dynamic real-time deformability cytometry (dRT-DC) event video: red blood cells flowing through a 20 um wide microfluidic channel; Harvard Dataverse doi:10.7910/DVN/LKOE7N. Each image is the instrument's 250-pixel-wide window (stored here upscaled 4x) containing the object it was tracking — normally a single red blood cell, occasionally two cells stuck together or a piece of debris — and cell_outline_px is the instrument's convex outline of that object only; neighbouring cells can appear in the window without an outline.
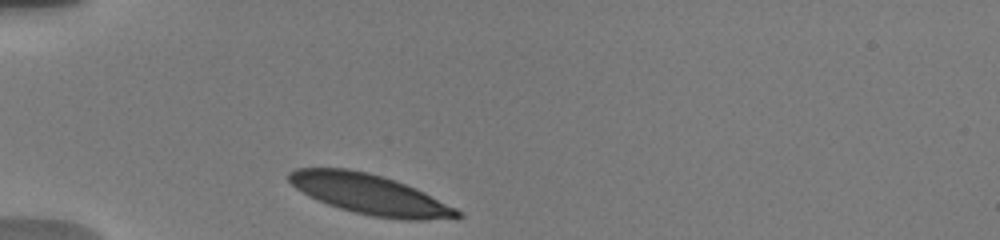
{"species": "human", "species_latin": "Homo sapiens", "temperature_condition": "warm", "stored_images_in_passage": 18, "camera_frame_rate_fps": 3000, "um_per_image_px": 0.085, "donor": {"sex": "male"}, "frame": {"image": 1, "passage_image": 1, "time_ms": 0.0, "image_size_px": [1000, 240], "cell_outline_px": [[464, 216], [460, 220], [404, 220], [372, 216], [352, 212], [328, 204], [308, 196], [296, 188], [288, 180], [288, 172], [296, 168], [348, 168], [368, 172], [404, 184], [424, 192], [456, 208]], "centroid_in_image_um": [31.48, 16.54], "position_along_channel_um": 53.5, "area_um2": 39.42}}
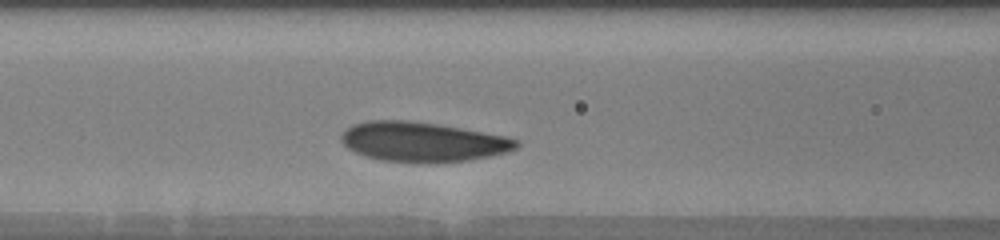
{"frame": {"image": 2, "passage_image": 8, "time_ms": 2.667, "image_size_px": [1000, 240], "cell_outline_px": [[520, 144], [516, 148], [508, 152], [468, 160], [416, 164], [380, 160], [356, 152], [348, 148], [340, 140], [340, 136], [352, 124], [368, 120], [408, 120], [436, 124], [508, 136], [516, 140]], "centroid_in_image_um": [35.91, 12.06], "position_along_channel_um": 130.7, "area_um2": 40.58}}
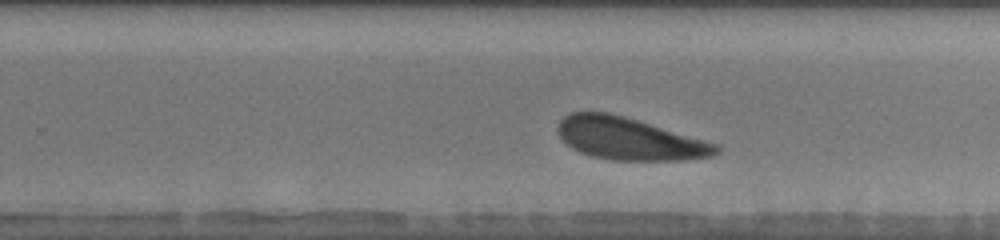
{"frame": {"image": 3, "passage_image": 17, "time_ms": 6.667, "image_size_px": [1000, 240], "cell_outline_px": [[720, 152], [712, 156], [684, 160], [612, 160], [592, 156], [580, 152], [572, 148], [560, 136], [556, 128], [560, 120], [564, 116], [572, 112], [608, 112], [624, 116], [720, 144]], "centroid_in_image_um": [53.52, 11.79], "position_along_channel_um": 276.3, "area_um2": 39.02}}